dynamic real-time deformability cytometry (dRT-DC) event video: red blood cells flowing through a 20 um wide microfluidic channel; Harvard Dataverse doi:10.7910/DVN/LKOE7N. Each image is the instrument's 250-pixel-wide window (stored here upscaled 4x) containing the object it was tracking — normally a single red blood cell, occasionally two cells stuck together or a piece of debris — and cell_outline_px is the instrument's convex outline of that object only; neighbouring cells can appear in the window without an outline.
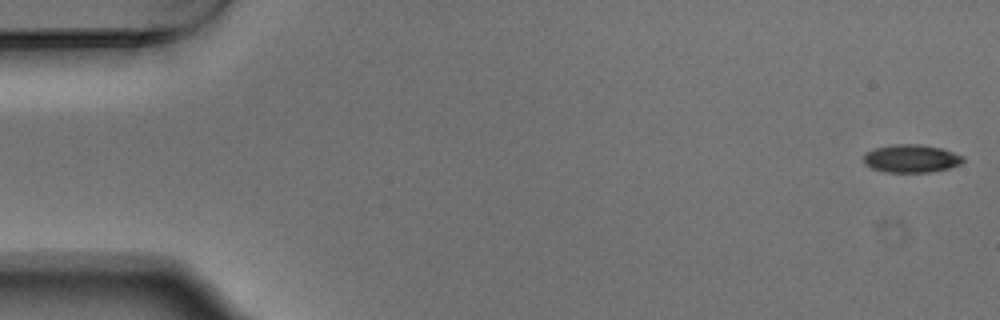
{"species": "Egyptian fruit bat (a non-hibernating species)", "species_latin": "Rousettus aegyptiacus", "temperature_condition": "warm", "stored_images_in_passage": 54, "camera_frame_rate_fps": 3000, "um_per_image_px": 0.085, "animal": {"sex": "male"}, "frame": {"image": 1, "passage_image": 1, "time_ms": 0.0, "image_size_px": [1000, 320], "cell_outline_px": [[964, 160], [960, 164], [948, 168], [932, 172], [884, 172], [872, 168], [864, 164], [864, 152], [876, 148], [892, 144], [920, 144], [940, 148], [964, 156]], "centroid_in_image_um": [77.43, 13.47], "position_along_channel_um": 7.6, "area_um2": 16.24}}
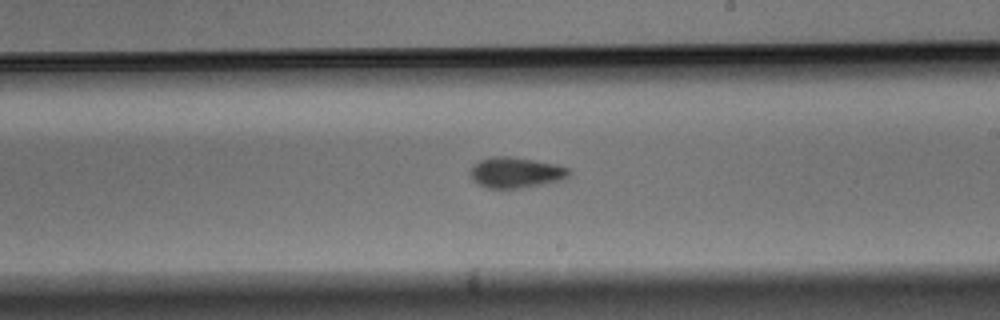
{"frame": {"image": 2, "passage_image": 31, "time_ms": 10.0, "image_size_px": [1000, 320], "cell_outline_px": [[572, 172], [564, 180], [544, 184], [520, 188], [488, 188], [472, 180], [472, 164], [480, 160], [492, 156], [508, 156], [556, 164], [568, 168]], "centroid_in_image_um": [43.88, 14.67], "position_along_channel_um": 245.1, "area_um2": 17.57}}
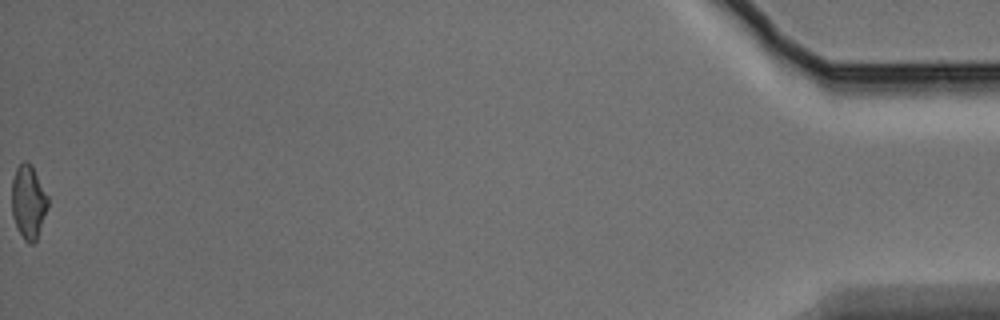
{"frame": {"image": 3, "passage_image": 54, "time_ms": 17.667, "image_size_px": [1000, 320], "cell_outline_px": [[48, 208], [36, 240], [32, 244], [28, 244], [24, 240], [12, 216], [12, 176], [16, 168], [24, 160], [28, 160], [32, 164], [48, 196]], "centroid_in_image_um": [2.42, 17.12], "position_along_channel_um": 432.8, "area_um2": 15.66}, "authors_computed_cell_mechanics": {"area_um2": 16.7042, "velocity_mm_per_s": 3.7597, "shape_relaxation_time_tau1_ms": 4.4113, "shape_relaxation_time_tau2_ms": 2.3928, "deformation_change_tau1": 0.116, "deformation_change_tau2": 0.0723}}